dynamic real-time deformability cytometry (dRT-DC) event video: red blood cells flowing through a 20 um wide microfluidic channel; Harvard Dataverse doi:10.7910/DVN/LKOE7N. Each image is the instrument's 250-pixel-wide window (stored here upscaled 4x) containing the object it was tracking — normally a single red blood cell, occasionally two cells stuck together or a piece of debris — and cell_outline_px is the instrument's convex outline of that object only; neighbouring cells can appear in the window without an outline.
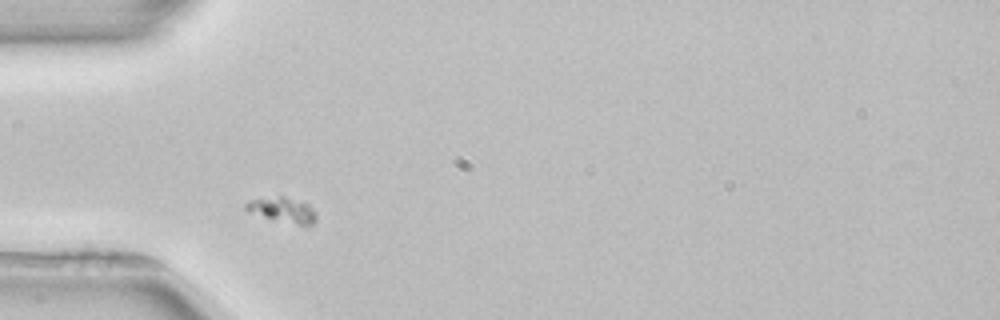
{"species": "common noctule bat (a hibernating species)", "species_latin": "Nyctalus noctula", "temperature_condition": "room temperature", "stored_images_in_passage": 3, "camera_frame_rate_fps": 3000, "um_per_image_px": 0.085, "animal": {"sex": "female", "body_mass_g": 22.7, "forearm_length_mm": 54.2}, "frame": {"image": 1, "passage_image": 2, "time_ms": 1.0, "image_size_px": [1000, 320], "cell_outline_px": [[316, 220], [312, 224], [304, 228], [248, 212], [244, 208], [244, 204], [248, 200], [280, 196], [284, 196], [304, 200], [316, 212]], "centroid_in_image_um": [24.08, 17.86], "position_along_channel_um": 60.9, "area_um2": 10.81}}